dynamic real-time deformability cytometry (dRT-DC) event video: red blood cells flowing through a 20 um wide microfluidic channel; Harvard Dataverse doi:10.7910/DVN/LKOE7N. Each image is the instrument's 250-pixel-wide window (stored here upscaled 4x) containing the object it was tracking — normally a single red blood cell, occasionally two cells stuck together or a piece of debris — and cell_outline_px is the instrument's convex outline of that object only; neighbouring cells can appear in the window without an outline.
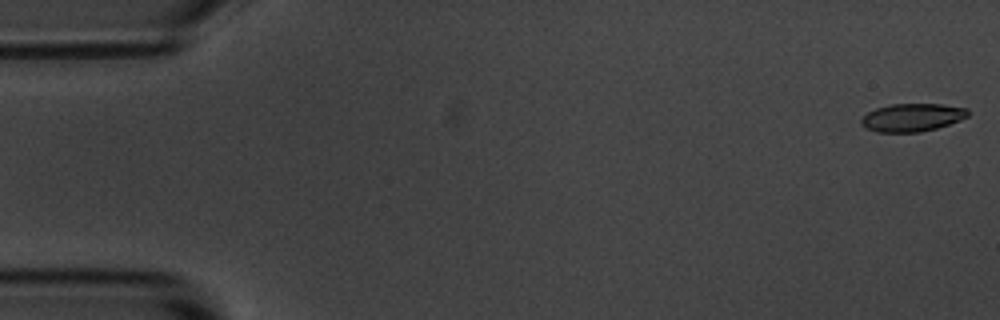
{"species": "common noctule bat (a hibernating species)", "species_latin": "Nyctalus noctula", "temperature_condition": "room temperature", "stored_images_in_passage": 8, "camera_frame_rate_fps": 3000, "um_per_image_px": 0.085, "animal": {"sex": "male", "body_mass_g": 20.1, "forearm_length_mm": 53.5}, "frame": {"image": 1, "passage_image": 1, "time_ms": 0.0, "image_size_px": [1000, 320], "cell_outline_px": [[968, 116], [960, 120], [936, 128], [920, 132], [876, 132], [864, 128], [860, 124], [860, 120], [868, 112], [876, 108], [892, 104], [940, 104], [968, 108]], "centroid_in_image_um": [77.5, 9.99], "position_along_channel_um": 7.5, "area_um2": 17.4}}